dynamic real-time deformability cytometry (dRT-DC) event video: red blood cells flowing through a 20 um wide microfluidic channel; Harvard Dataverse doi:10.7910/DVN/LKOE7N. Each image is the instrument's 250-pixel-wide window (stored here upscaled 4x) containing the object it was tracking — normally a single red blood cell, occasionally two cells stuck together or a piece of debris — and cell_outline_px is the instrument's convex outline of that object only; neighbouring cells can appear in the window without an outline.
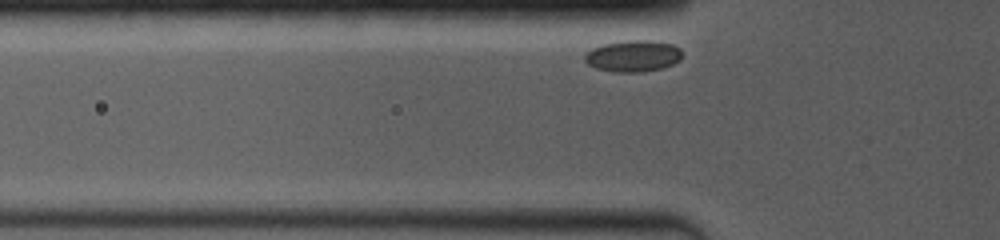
{"species": "common noctule bat (a hibernating species)", "species_latin": "Nyctalus noctula", "temperature_condition": "room temperature", "stored_images_in_passage": 22, "camera_frame_rate_fps": 4000, "um_per_image_px": 0.085, "animal": {"sex": "female", "body_mass_g": 19.0, "forearm_length_mm": 53.3}, "frame": {"image": 1, "passage_image": 2, "time_ms": 0.25, "image_size_px": [1000, 240], "cell_outline_px": [[680, 60], [672, 64], [660, 68], [640, 72], [612, 72], [596, 68], [588, 64], [584, 60], [584, 56], [592, 48], [604, 44], [628, 40], [652, 40], [672, 44], [680, 48]], "centroid_in_image_um": [53.79, 4.76], "position_along_channel_um": 72.0, "area_um2": 17.74}}
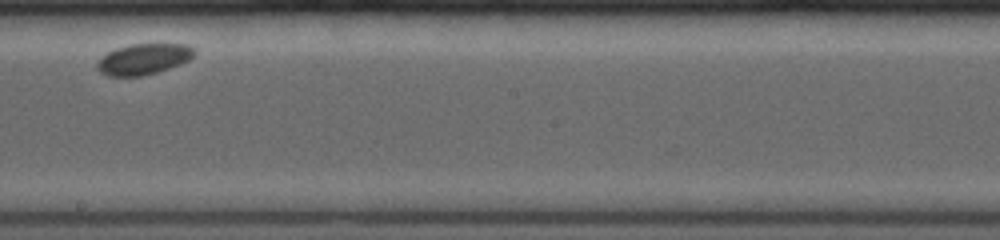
{"frame": {"image": 2, "passage_image": 13, "time_ms": 5.0, "image_size_px": [1000, 240], "cell_outline_px": [[196, 52], [188, 60], [180, 64], [156, 72], [140, 76], [108, 76], [100, 72], [96, 68], [96, 60], [100, 56], [116, 48], [128, 44], [188, 44]], "centroid_in_image_um": [12.14, 5.02], "position_along_channel_um": 236.1, "area_um2": 17.51}}
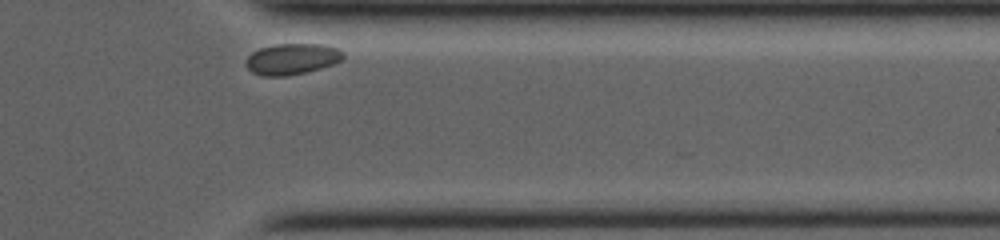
{"frame": {"image": 3, "passage_image": 22, "time_ms": 9.25, "image_size_px": [1000, 240], "cell_outline_px": [[344, 56], [340, 60], [332, 64], [308, 72], [284, 76], [264, 76], [252, 72], [244, 64], [248, 56], [252, 52], [260, 48], [272, 44], [324, 44], [336, 48], [344, 52]], "centroid_in_image_um": [24.79, 5.01], "position_along_channel_um": 386.6, "area_um2": 17.63}}